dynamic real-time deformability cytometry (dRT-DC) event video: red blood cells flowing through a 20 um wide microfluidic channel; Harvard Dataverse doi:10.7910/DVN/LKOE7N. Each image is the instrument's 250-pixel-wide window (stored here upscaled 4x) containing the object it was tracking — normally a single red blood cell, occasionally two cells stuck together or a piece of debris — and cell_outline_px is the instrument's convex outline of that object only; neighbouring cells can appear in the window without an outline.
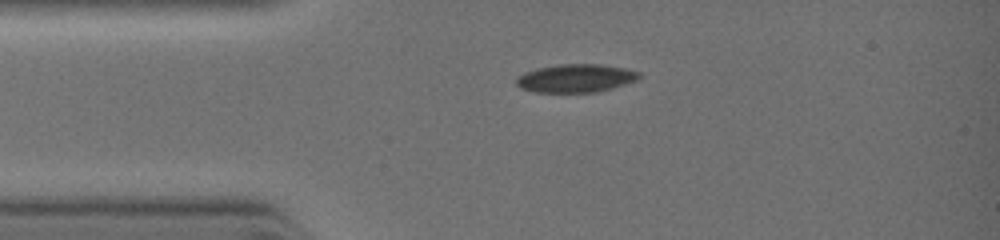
{"species": "common noctule bat (a hibernating species)", "species_latin": "Nyctalus noctula", "temperature_condition": "warm", "stored_images_in_passage": 2, "camera_frame_rate_fps": 3000, "um_per_image_px": 0.085, "animal": {"sex": "female", "body_mass_g": 19.0, "forearm_length_mm": 51.5}, "frame": {"image": 1, "passage_image": 1, "time_ms": 0.0, "image_size_px": [1000, 240], "cell_outline_px": [[640, 76], [636, 80], [612, 88], [596, 92], [532, 92], [520, 88], [516, 84], [516, 80], [524, 72], [540, 68], [560, 64], [596, 64], [624, 68], [640, 72]], "centroid_in_image_um": [48.92, 6.66], "position_along_channel_um": 36.1, "area_um2": 19.94}}